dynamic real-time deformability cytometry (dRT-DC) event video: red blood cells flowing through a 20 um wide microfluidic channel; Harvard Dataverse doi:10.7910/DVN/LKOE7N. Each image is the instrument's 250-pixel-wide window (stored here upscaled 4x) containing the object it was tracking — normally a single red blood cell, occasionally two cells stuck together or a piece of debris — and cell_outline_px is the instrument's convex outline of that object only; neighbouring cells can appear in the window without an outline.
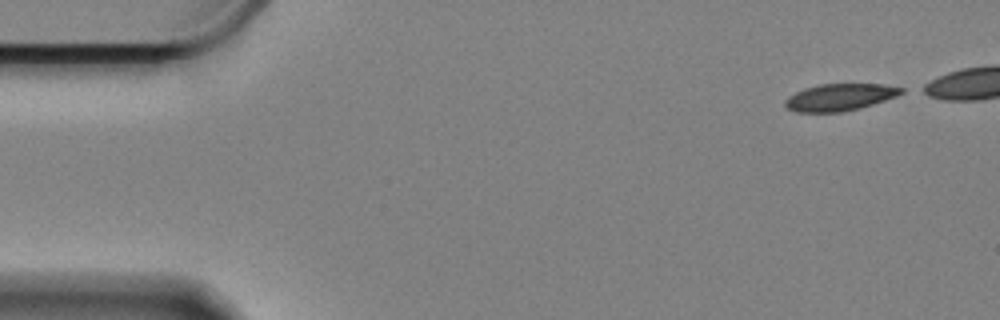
{"species": "Egyptian fruit bat (a non-hibernating species)", "species_latin": "Rousettus aegyptiacus", "temperature_condition": "cold", "stored_images_in_passage": 13, "camera_frame_rate_fps": 3000, "um_per_image_px": 0.085, "animal": {"sex": "female"}, "frame": {"image": 1, "passage_image": 1, "time_ms": 0.0, "image_size_px": [1000, 320], "cell_outline_px": [[904, 92], [896, 96], [860, 108], [840, 112], [796, 112], [784, 108], [784, 100], [788, 96], [804, 88], [820, 84], [884, 84], [904, 88]], "centroid_in_image_um": [71.33, 8.26], "position_along_channel_um": 13.7, "area_um2": 18.32}}